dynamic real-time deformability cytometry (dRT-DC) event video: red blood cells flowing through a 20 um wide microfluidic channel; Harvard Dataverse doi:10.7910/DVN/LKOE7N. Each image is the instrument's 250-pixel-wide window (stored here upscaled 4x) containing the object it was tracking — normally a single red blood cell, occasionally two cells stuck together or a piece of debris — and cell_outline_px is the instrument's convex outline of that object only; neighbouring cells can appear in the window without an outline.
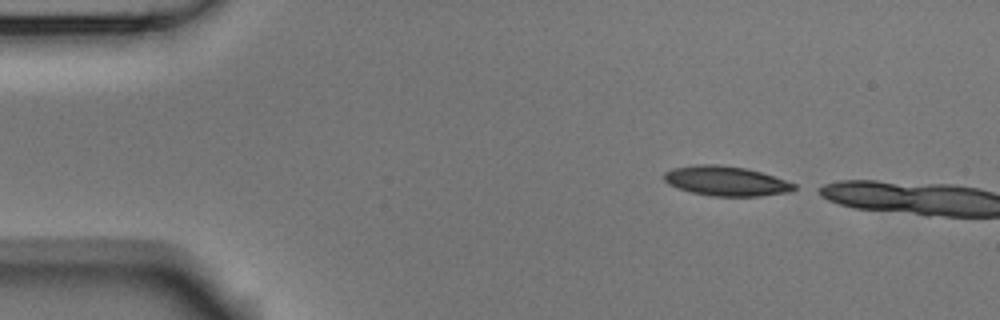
{"species": "Egyptian fruit bat (a non-hibernating species)", "species_latin": "Rousettus aegyptiacus", "temperature_condition": "room temperature", "stored_images_in_passage": 3, "camera_frame_rate_fps": 3000, "um_per_image_px": 0.085, "animal": {"sex": "male"}, "frame": {"image": 1, "passage_image": 1, "time_ms": 0.0, "image_size_px": [1000, 320], "cell_outline_px": [[800, 188], [792, 192], [756, 196], [712, 196], [692, 192], [668, 184], [664, 180], [664, 172], [672, 168], [696, 164], [716, 164], [744, 168], [760, 172], [796, 184]], "centroid_in_image_um": [61.73, 15.39], "position_along_channel_um": 23.3, "area_um2": 22.43}}